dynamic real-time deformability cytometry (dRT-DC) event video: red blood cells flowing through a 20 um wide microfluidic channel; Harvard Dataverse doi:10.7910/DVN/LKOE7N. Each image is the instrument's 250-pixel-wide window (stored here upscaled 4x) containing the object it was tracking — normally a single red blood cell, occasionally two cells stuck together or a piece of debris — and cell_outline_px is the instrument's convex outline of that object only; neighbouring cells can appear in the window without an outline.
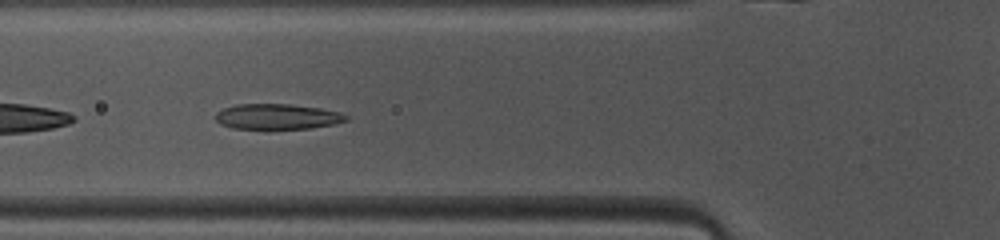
{"species": "common noctule bat (a hibernating species)", "species_latin": "Nyctalus noctula", "temperature_condition": "warm", "stored_images_in_passage": 39, "camera_frame_rate_fps": 3000, "um_per_image_px": 0.085, "animal": {"sex": "female", "body_mass_g": 10.0, "forearm_length_mm": 53.1}, "frame": {"image": 1, "passage_image": 7, "time_ms": 2.0, "image_size_px": [1000, 240], "cell_outline_px": [[348, 120], [332, 124], [312, 128], [264, 132], [232, 128], [220, 124], [216, 120], [216, 112], [224, 108], [236, 104], [288, 104], [320, 108], [340, 112], [348, 116]], "centroid_in_image_um": [23.52, 9.96], "position_along_channel_um": 102.3, "area_um2": 20.29}}
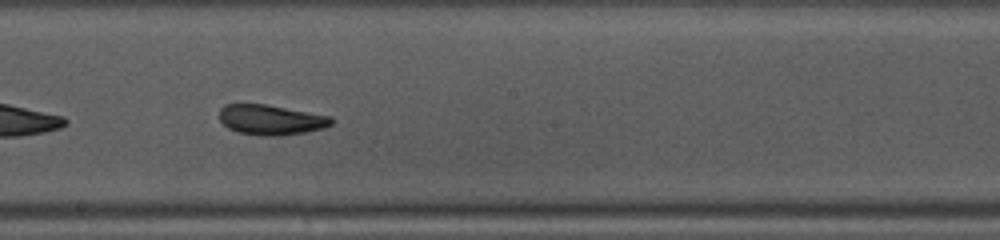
{"frame": {"image": 2, "passage_image": 16, "time_ms": 5.0, "image_size_px": [1000, 240], "cell_outline_px": [[336, 120], [332, 124], [324, 128], [304, 132], [280, 136], [260, 136], [240, 132], [228, 128], [220, 120], [220, 108], [224, 104], [264, 104], [332, 116]], "centroid_in_image_um": [23.06, 10.18], "position_along_channel_um": 225.1, "area_um2": 19.71}}
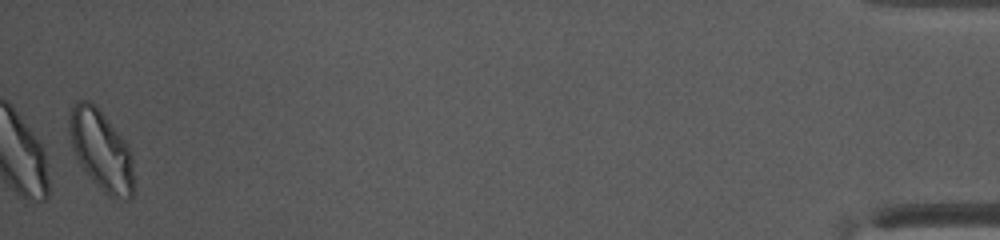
{"frame": {"image": 3, "passage_image": 38, "time_ms": 12.333, "image_size_px": [1000, 240], "cell_outline_px": [[132, 196], [128, 200], [124, 200], [108, 196], [80, 168], [72, 148], [68, 132], [68, 108], [72, 104], [80, 100], [88, 100], [104, 116], [128, 144], [132, 156]], "centroid_in_image_um": [8.54, 12.77], "position_along_channel_um": 426.7, "area_um2": 30.29}, "authors_computed_cell_mechanics": {"area_um2": 20.2878, "velocity_mm_per_s": 4.0825, "shape_relaxation_time_tau1_ms": 6.8012, "shape_relaxation_time_tau2_ms": 2.2201, "deformation_change_tau1": 0.1746, "deformation_change_tau2": 0.0916}}